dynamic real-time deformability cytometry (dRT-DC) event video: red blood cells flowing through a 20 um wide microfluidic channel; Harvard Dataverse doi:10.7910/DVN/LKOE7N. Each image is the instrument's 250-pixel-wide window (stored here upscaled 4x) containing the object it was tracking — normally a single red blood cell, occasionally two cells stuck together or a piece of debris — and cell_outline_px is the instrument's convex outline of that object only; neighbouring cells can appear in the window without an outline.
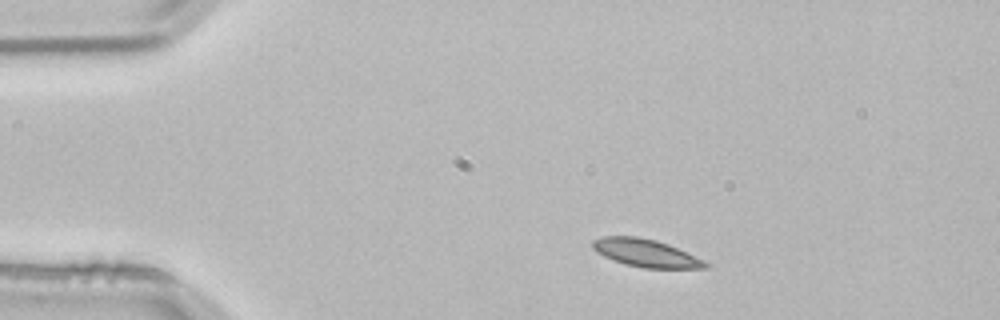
{"species": "common noctule bat (a hibernating species)", "species_latin": "Nyctalus noctula", "temperature_condition": "room temperature", "stored_images_in_passage": 3, "segment_of_instrument_passage": [1, 2], "camera_frame_rate_fps": 3000, "um_per_image_px": 0.085, "animal": {"sex": "male", "body_mass_g": 21.5, "forearm_length_mm": 52.0}, "frame": {"image": 1, "passage_image": 1, "time_ms": 0.0, "image_size_px": [1000, 320], "cell_outline_px": [[708, 268], [644, 268], [612, 260], [596, 252], [592, 248], [592, 240], [604, 236], [636, 236], [656, 240], [668, 244], [704, 260], [708, 264]], "centroid_in_image_um": [54.86, 21.5], "position_along_channel_um": 30.1, "area_um2": 18.09}}